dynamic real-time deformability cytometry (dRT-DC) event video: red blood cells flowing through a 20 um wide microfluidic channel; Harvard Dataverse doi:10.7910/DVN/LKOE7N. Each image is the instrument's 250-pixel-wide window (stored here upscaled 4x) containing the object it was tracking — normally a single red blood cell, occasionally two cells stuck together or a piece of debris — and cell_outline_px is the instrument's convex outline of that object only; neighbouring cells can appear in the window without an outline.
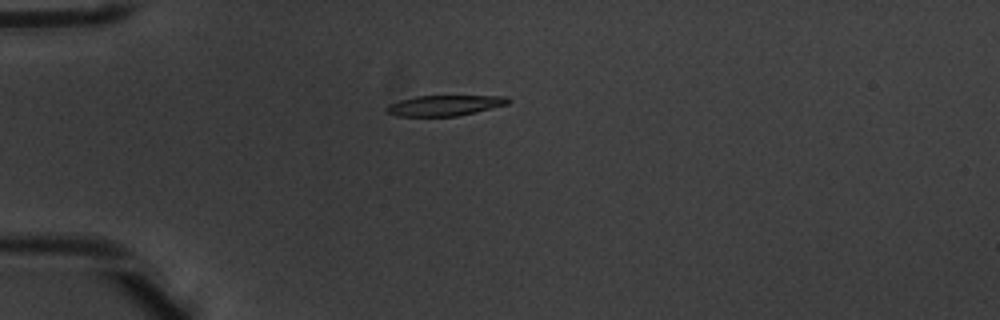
{"species": "common noctule bat (a hibernating species)", "species_latin": "Nyctalus noctula", "temperature_condition": "warm", "stored_images_in_passage": 2, "camera_frame_rate_fps": 3000, "um_per_image_px": 0.085, "animal": {"sex": "male", "body_mass_g": 20.1, "forearm_length_mm": 53.5}, "frame": {"image": 1, "passage_image": 2, "time_ms": 0.333, "image_size_px": [1000, 320], "cell_outline_px": [[512, 100], [508, 104], [476, 112], [456, 116], [396, 116], [384, 112], [384, 108], [388, 104], [400, 100], [416, 96], [508, 96]], "centroid_in_image_um": [37.76, 8.96], "position_along_channel_um": 47.2, "area_um2": 14.68}}